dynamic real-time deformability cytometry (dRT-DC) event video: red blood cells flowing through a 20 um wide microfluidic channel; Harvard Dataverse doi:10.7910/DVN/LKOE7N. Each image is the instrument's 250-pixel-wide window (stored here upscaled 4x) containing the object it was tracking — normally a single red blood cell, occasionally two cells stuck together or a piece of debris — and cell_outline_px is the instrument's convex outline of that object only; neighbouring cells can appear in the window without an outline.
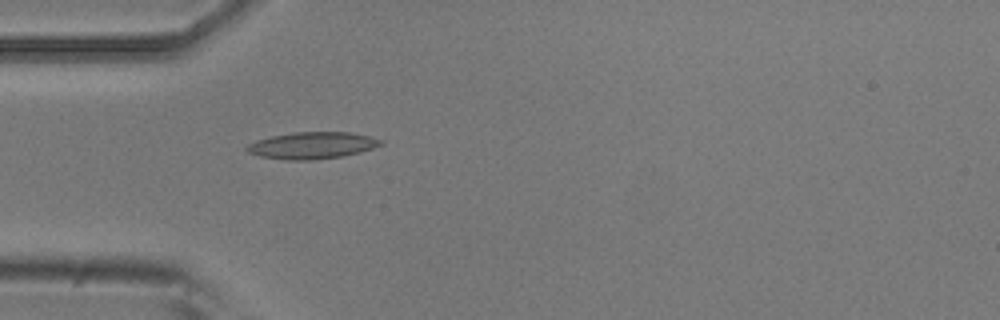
{"species": "common noctule bat (a hibernating species)", "species_latin": "Nyctalus noctula", "temperature_condition": "room temperature", "stored_images_in_passage": 5, "camera_frame_rate_fps": 3000, "um_per_image_px": 0.085, "animal": {"sex": "male", "body_mass_g": 20.5, "forearm_length_mm": 52.5}, "frame": {"image": 1, "passage_image": 5, "time_ms": 1.333, "image_size_px": [1000, 320], "cell_outline_px": [[384, 144], [360, 152], [344, 156], [312, 160], [284, 160], [260, 156], [248, 152], [244, 148], [248, 144], [256, 140], [272, 136], [292, 132], [348, 132], [368, 136], [384, 140]], "centroid_in_image_um": [26.53, 12.36], "position_along_channel_um": 58.5, "area_um2": 20.98}}